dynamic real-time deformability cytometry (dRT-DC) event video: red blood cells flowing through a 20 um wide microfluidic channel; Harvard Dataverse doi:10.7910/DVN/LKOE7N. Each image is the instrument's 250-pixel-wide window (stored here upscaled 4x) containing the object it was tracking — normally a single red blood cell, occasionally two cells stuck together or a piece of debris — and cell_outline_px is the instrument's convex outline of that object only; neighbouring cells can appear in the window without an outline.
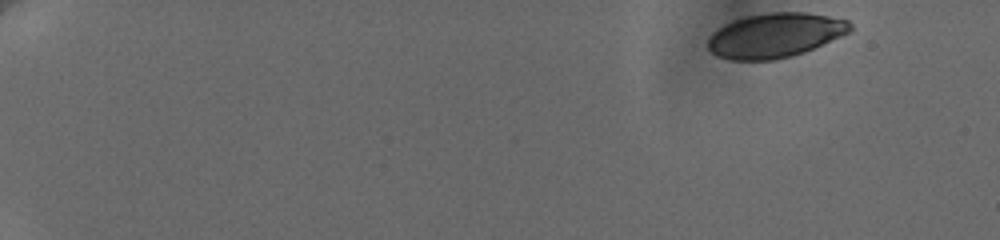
{"species": "human", "species_latin": "Homo sapiens", "temperature_condition": "cold", "stored_images_in_passage": 14, "camera_frame_rate_fps": 3000, "um_per_image_px": 0.085, "donor": {"sex": "female"}, "frame": {"image": 1, "passage_image": 1, "time_ms": 0.0, "image_size_px": [1000, 240], "cell_outline_px": [[852, 28], [848, 32], [840, 36], [804, 52], [792, 56], [776, 60], [732, 60], [716, 56], [708, 48], [708, 40], [712, 32], [736, 20], [748, 16], [768, 12], [804, 12], [828, 16], [848, 20], [852, 24]], "centroid_in_image_um": [65.88, 3.01], "position_along_channel_um": 19.1, "area_um2": 36.53}}
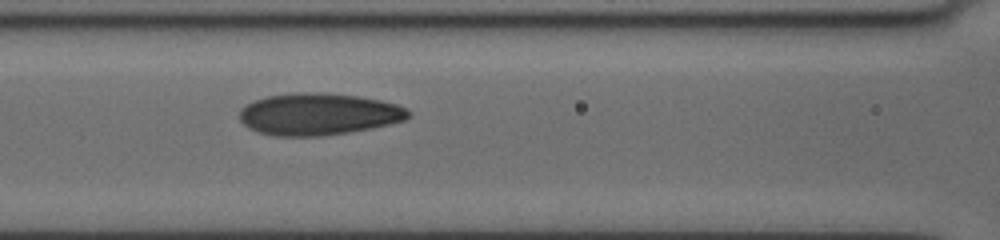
{"frame": {"image": 2, "passage_image": 10, "time_ms": 8.0, "image_size_px": [1000, 240], "cell_outline_px": [[412, 116], [404, 120], [372, 128], [324, 136], [272, 136], [248, 128], [240, 120], [240, 108], [244, 104], [268, 96], [296, 92], [312, 92], [356, 96], [380, 100], [396, 104], [408, 108], [412, 112]], "centroid_in_image_um": [27.08, 9.71], "position_along_channel_um": 139.5, "area_um2": 41.33}}
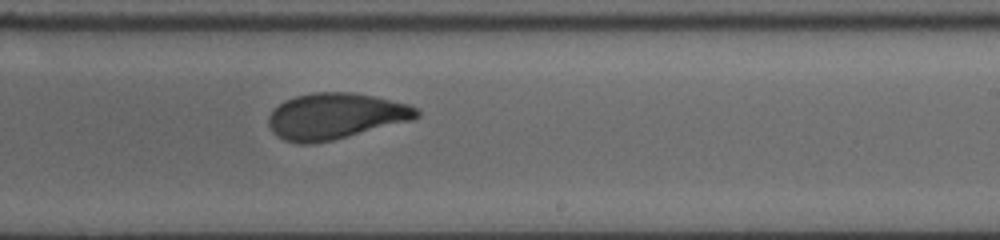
{"frame": {"image": 3, "passage_image": 14, "time_ms": 11.333, "image_size_px": [1000, 240], "cell_outline_px": [[420, 116], [412, 120], [332, 140], [312, 144], [296, 144], [284, 140], [276, 136], [272, 132], [268, 124], [268, 116], [272, 108], [284, 100], [296, 96], [312, 92], [352, 92], [372, 96], [408, 104], [416, 108], [420, 112]], "centroid_in_image_um": [28.45, 9.87], "position_along_channel_um": 260.6, "area_um2": 39.88}}